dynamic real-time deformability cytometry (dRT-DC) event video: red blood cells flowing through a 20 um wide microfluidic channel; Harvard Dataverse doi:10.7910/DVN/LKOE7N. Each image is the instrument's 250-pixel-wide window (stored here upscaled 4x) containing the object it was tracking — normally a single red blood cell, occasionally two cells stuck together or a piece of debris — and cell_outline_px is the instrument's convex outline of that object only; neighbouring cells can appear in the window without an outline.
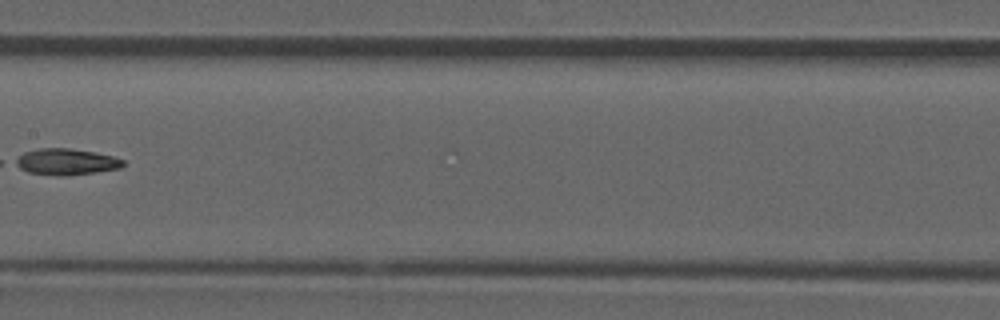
{"species": "common noctule bat (a hibernating species)", "species_latin": "Nyctalus noctula", "temperature_condition": "room temperature", "stored_images_in_passage": 7, "camera_frame_rate_fps": 3000, "um_per_image_px": 0.085, "animal": {"sex": "male", "forearm_length_mm": 52.5}, "frame": {"image": 1, "passage_image": 6, "time_ms": 1.667, "image_size_px": [1000, 320], "cell_outline_px": [[124, 164], [120, 168], [96, 172], [64, 176], [60, 176], [28, 172], [12, 164], [12, 160], [24, 152], [40, 148], [68, 148], [92, 152], [112, 156], [124, 160]], "centroid_in_image_um": [5.56, 13.75], "position_along_channel_um": 201.8, "area_um2": 16.47}}
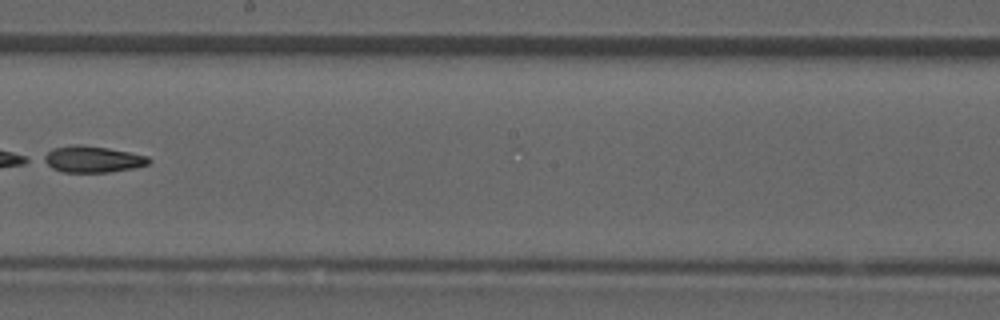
{"frame": {"image": 2, "passage_image": 7, "time_ms": 2.0, "image_size_px": [1000, 320], "cell_outline_px": [[152, 160], [148, 164], [132, 168], [108, 172], [60, 172], [52, 168], [40, 160], [40, 156], [52, 148], [72, 144], [80, 144], [108, 148], [148, 156]], "centroid_in_image_um": [7.77, 13.52], "position_along_channel_um": 240.4, "area_um2": 16.42}}